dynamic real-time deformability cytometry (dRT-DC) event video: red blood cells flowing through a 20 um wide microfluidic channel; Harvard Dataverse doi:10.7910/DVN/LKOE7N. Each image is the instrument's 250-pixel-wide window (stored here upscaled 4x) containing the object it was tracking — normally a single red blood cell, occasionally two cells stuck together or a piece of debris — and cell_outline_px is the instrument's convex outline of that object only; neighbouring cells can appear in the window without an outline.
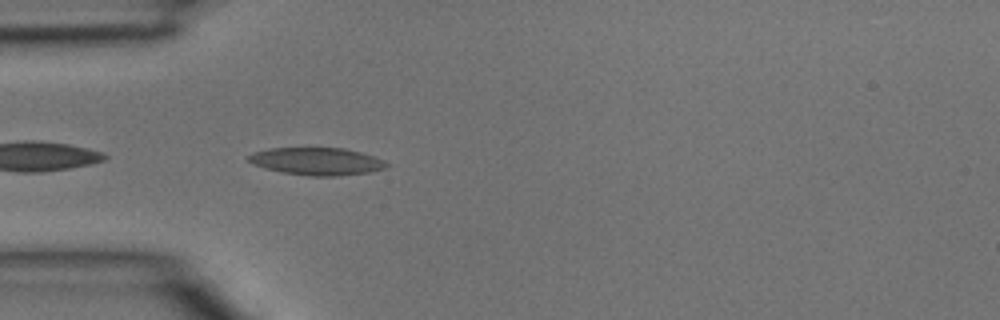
{"species": "common noctule bat (a hibernating species)", "species_latin": "Nyctalus noctula", "temperature_condition": "room temperature", "stored_images_in_passage": 4, "camera_frame_rate_fps": 3000, "um_per_image_px": 0.085, "animal": {"sex": "male", "body_mass_g": 15.6}, "frame": {"image": 1, "passage_image": 4, "time_ms": 1.0, "image_size_px": [1000, 320], "cell_outline_px": [[388, 164], [384, 168], [368, 172], [336, 176], [308, 176], [284, 172], [264, 168], [252, 164], [248, 160], [248, 156], [256, 152], [268, 148], [344, 148], [360, 152], [384, 160]], "centroid_in_image_um": [26.91, 13.71], "position_along_channel_um": 58.1, "area_um2": 21.85}}